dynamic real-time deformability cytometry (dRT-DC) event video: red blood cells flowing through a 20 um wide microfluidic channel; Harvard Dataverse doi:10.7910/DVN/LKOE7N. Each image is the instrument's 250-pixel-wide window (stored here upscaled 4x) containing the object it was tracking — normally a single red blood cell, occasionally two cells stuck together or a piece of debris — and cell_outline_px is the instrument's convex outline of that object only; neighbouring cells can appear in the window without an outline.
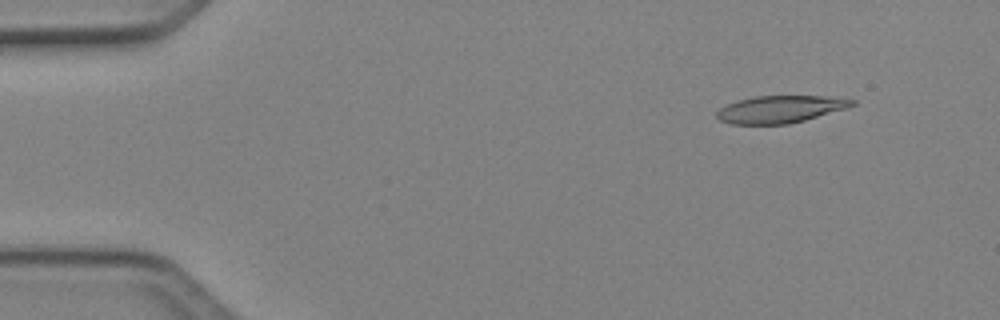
{"species": "Egyptian fruit bat (a non-hibernating species)", "species_latin": "Rousettus aegyptiacus", "temperature_condition": "cold", "stored_images_in_passage": 49, "camera_frame_rate_fps": 3000, "um_per_image_px": 0.085, "animal": {"sex": "female"}, "frame": {"image": 1, "passage_image": 5, "time_ms": 1.333, "image_size_px": [1000, 320], "cell_outline_px": [[856, 104], [848, 108], [804, 120], [788, 124], [732, 124], [720, 120], [716, 116], [716, 112], [720, 108], [736, 100], [756, 96], [824, 96], [856, 100]], "centroid_in_image_um": [66.32, 9.28], "position_along_channel_um": 18.7, "area_um2": 21.44}}
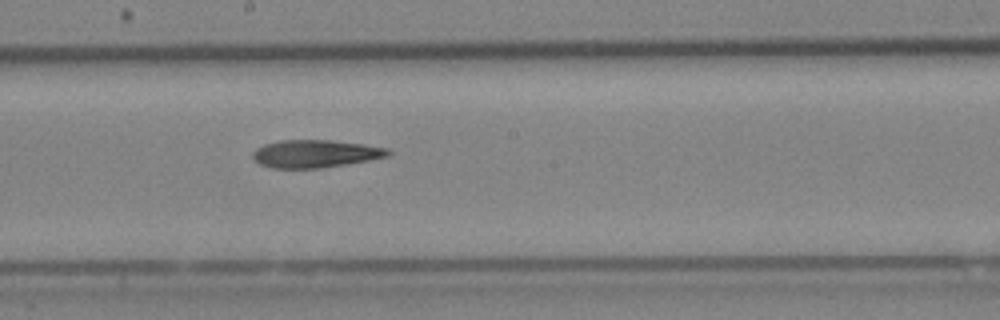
{"frame": {"image": 2, "passage_image": 27, "time_ms": 8.667, "image_size_px": [1000, 320], "cell_outline_px": [[392, 152], [388, 156], [368, 160], [320, 168], [272, 168], [260, 164], [252, 156], [252, 152], [256, 148], [264, 144], [280, 140], [332, 140], [364, 144], [388, 148]], "centroid_in_image_um": [26.79, 13.05], "position_along_channel_um": 221.4, "area_um2": 21.79}}
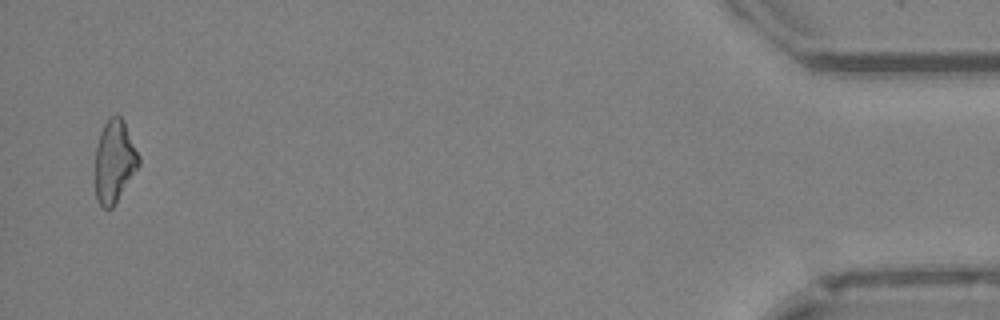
{"frame": {"image": 3, "passage_image": 48, "time_ms": 15.667, "image_size_px": [1000, 320], "cell_outline_px": [[140, 164], [112, 208], [104, 208], [96, 200], [96, 144], [100, 132], [108, 116], [116, 112], [124, 120], [140, 156]], "centroid_in_image_um": [9.73, 13.64], "position_along_channel_um": 425.5, "area_um2": 21.04}, "authors_computed_cell_mechanics": {"area_um2": 22.0796, "velocity_mm_per_s": 4.1264, "shape_relaxation_time_tau1_ms": null, "shape_relaxation_time_tau2_ms": 8.1993, "deformation_change_tau1": null, "deformation_change_tau2": 0.2398}}